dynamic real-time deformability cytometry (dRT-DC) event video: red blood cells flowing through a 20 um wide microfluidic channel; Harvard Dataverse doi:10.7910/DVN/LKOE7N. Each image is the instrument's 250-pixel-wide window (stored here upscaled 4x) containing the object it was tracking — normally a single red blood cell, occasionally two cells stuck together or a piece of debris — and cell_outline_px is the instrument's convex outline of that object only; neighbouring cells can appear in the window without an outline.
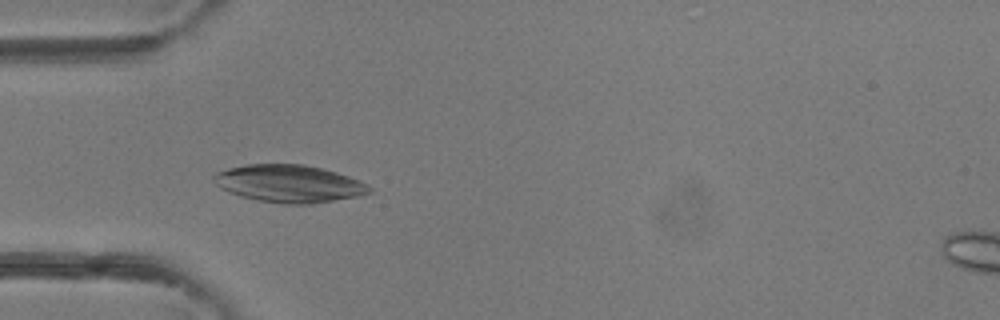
{"species": "common noctule bat (a hibernating species)", "species_latin": "Nyctalus noctula", "temperature_condition": "room temperature", "stored_images_in_passage": 5, "camera_frame_rate_fps": 3000, "um_per_image_px": 0.085, "animal": {"sex": "female"}, "frame": {"image": 1, "passage_image": 4, "time_ms": 4.333, "image_size_px": [1000, 320], "cell_outline_px": [[372, 192], [360, 196], [312, 204], [280, 204], [256, 200], [240, 196], [220, 188], [212, 180], [212, 176], [216, 172], [228, 168], [248, 164], [304, 164], [336, 172], [360, 180], [368, 184], [372, 188]], "centroid_in_image_um": [24.58, 15.61], "position_along_channel_um": 60.4, "area_um2": 34.28}}
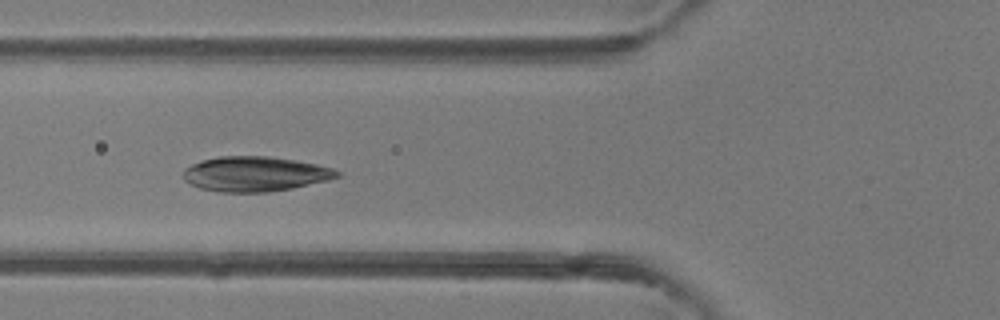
{"frame": {"image": 2, "passage_image": 5, "time_ms": 5.333, "image_size_px": [1000, 320], "cell_outline_px": [[340, 176], [328, 180], [292, 188], [268, 192], [220, 192], [200, 188], [184, 180], [184, 168], [192, 164], [204, 160], [220, 156], [268, 156], [296, 160], [316, 164], [332, 168], [340, 172]], "centroid_in_image_um": [21.69, 14.78], "position_along_channel_um": 104.1, "area_um2": 31.15}}